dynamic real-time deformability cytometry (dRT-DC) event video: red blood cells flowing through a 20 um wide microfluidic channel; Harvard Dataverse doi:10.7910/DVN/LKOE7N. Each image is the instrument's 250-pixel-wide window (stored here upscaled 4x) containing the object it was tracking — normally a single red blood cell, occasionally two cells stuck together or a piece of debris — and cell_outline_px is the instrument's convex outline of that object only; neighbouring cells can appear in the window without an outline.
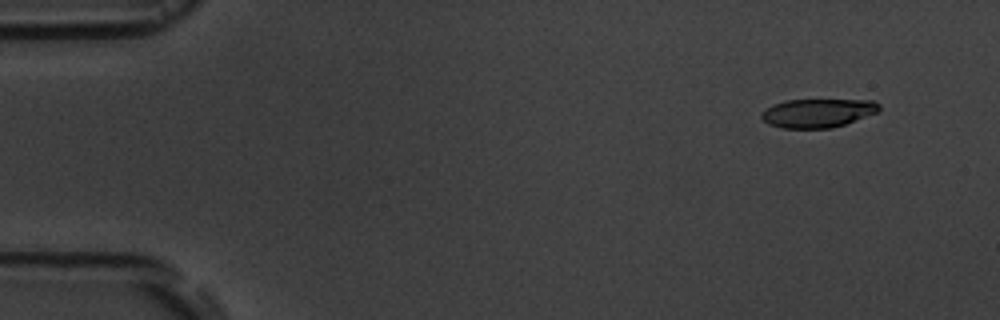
{"species": "common noctule bat (a hibernating species)", "species_latin": "Nyctalus noctula", "temperature_condition": "room temperature", "stored_images_in_passage": 5, "camera_frame_rate_fps": 3000, "um_per_image_px": 0.085, "animal": {"sex": "male", "body_mass_g": 19.5, "forearm_length_mm": 54.6}, "frame": {"image": 1, "passage_image": 2, "time_ms": 1.0, "image_size_px": [1000, 320], "cell_outline_px": [[880, 112], [832, 128], [780, 128], [768, 124], [760, 116], [760, 112], [772, 104], [784, 100], [872, 100], [880, 104]], "centroid_in_image_um": [69.49, 9.6], "position_along_channel_um": 15.5, "area_um2": 19.88}}
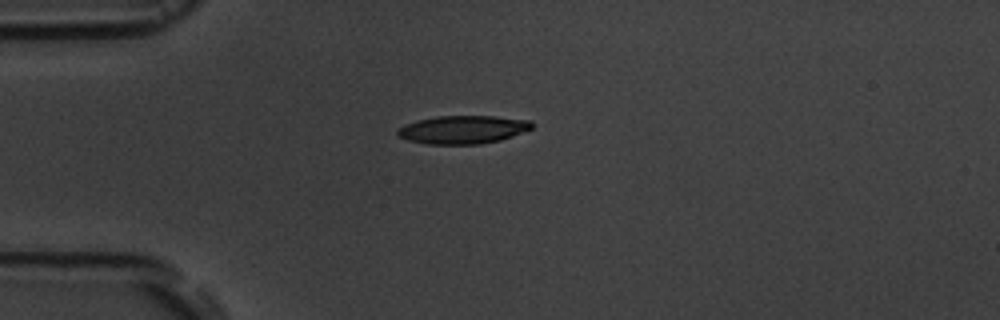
{"frame": {"image": 2, "passage_image": 5, "time_ms": 4.333, "image_size_px": [1000, 320], "cell_outline_px": [[532, 128], [512, 136], [500, 140], [480, 144], [428, 144], [408, 140], [396, 136], [396, 128], [404, 124], [416, 120], [436, 116], [496, 116], [532, 120]], "centroid_in_image_um": [39.3, 11.01], "position_along_channel_um": 45.7, "area_um2": 22.25}}